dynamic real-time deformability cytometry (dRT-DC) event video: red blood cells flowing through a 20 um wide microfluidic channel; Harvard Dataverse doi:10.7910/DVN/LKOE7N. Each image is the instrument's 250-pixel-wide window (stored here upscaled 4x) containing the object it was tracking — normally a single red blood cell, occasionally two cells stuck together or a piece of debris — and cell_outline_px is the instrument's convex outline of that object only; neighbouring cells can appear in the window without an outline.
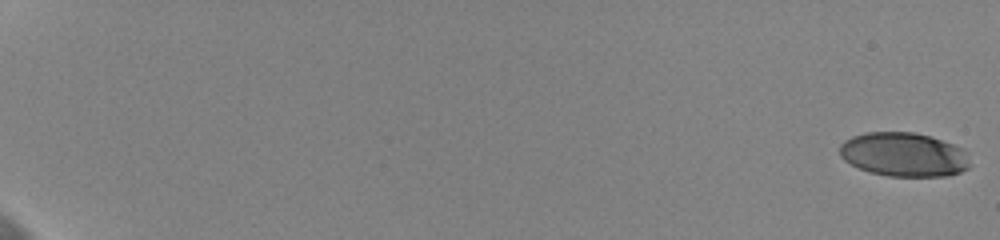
{"species": "human", "species_latin": "Homo sapiens", "temperature_condition": "cold", "stored_images_in_passage": 51, "camera_frame_rate_fps": 3000, "um_per_image_px": 0.085, "donor": {"sex": "female"}, "frame": {"image": 1, "passage_image": 1, "time_ms": 0.0, "image_size_px": [1000, 240], "cell_outline_px": [[968, 168], [960, 172], [948, 176], [888, 176], [872, 172], [860, 168], [844, 160], [840, 156], [840, 144], [844, 140], [852, 136], [868, 132], [912, 132], [928, 136], [952, 144], [960, 148], [964, 152], [968, 164]], "centroid_in_image_um": [76.77, 13.14], "position_along_channel_um": 8.2, "area_um2": 32.95}}
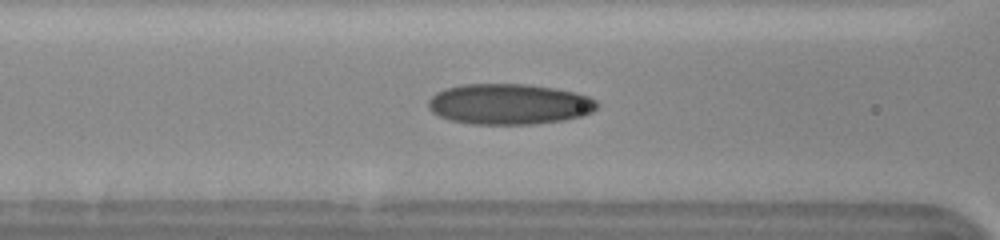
{"frame": {"image": 2, "passage_image": 29, "time_ms": 9.333, "image_size_px": [1000, 240], "cell_outline_px": [[600, 104], [592, 112], [580, 116], [564, 120], [532, 124], [472, 124], [448, 120], [432, 112], [428, 108], [428, 100], [436, 92], [444, 88], [460, 84], [524, 84], [552, 88], [572, 92], [588, 96], [596, 100]], "centroid_in_image_um": [43.24, 8.85], "position_along_channel_um": 123.4, "area_um2": 40.06}}
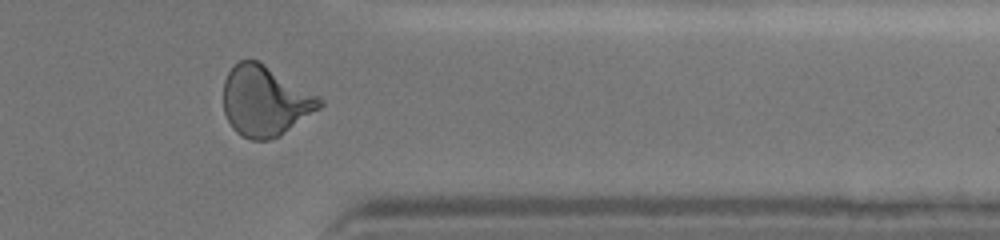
{"frame": {"image": 3, "passage_image": 51, "time_ms": 16.667, "image_size_px": [1000, 240], "cell_outline_px": [[324, 104], [320, 108], [280, 136], [268, 140], [252, 140], [236, 132], [232, 128], [224, 112], [224, 80], [228, 72], [240, 60], [256, 60], [264, 64], [320, 96], [324, 100]], "centroid_in_image_um": [22.55, 8.6], "position_along_channel_um": 388.9, "area_um2": 39.25}, "authors_computed_cell_mechanics": {"area_um2": 37.2232, "velocity_mm_per_s": 3.6502, "shape_relaxation_time_tau1_ms": 6.5437, "shape_relaxation_time_tau2_ms": 1.2286, "deformation_change_tau1": 0.1983, "deformation_change_tau2": 0.0754}}